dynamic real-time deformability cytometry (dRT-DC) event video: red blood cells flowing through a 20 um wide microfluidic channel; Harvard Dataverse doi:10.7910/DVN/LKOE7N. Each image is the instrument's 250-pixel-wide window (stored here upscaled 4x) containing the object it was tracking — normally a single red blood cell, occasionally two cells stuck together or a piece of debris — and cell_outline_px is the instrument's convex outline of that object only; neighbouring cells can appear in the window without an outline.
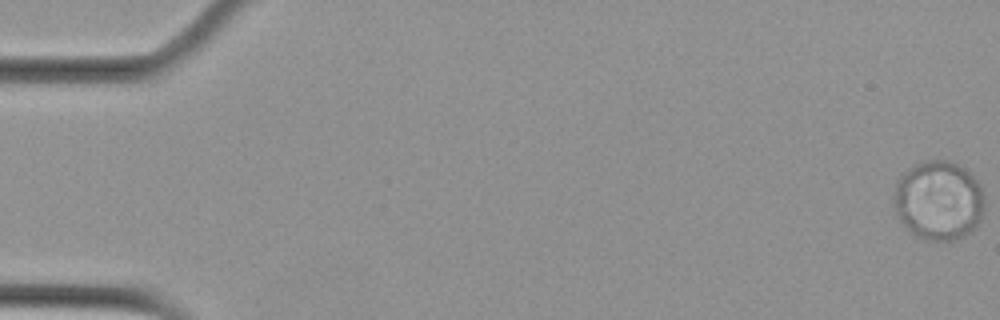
{"species": "Egyptian fruit bat (a non-hibernating species)", "species_latin": "Rousettus aegyptiacus", "temperature_condition": "cold", "stored_images_in_passage": 7, "camera_frame_rate_fps": 3000, "um_per_image_px": 0.085, "animal": {"sex": "female"}, "frame": {"image": 1, "passage_image": 1, "time_ms": 0.0, "image_size_px": [1000, 320], "cell_outline_px": [[984, 212], [976, 228], [964, 236], [956, 240], [928, 240], [912, 232], [900, 220], [896, 212], [892, 200], [892, 196], [896, 180], [904, 172], [916, 164], [928, 160], [948, 160], [968, 168], [980, 184], [984, 196]], "centroid_in_image_um": [79.8, 17.01], "position_along_channel_um": 5.2, "area_um2": 42.43}}
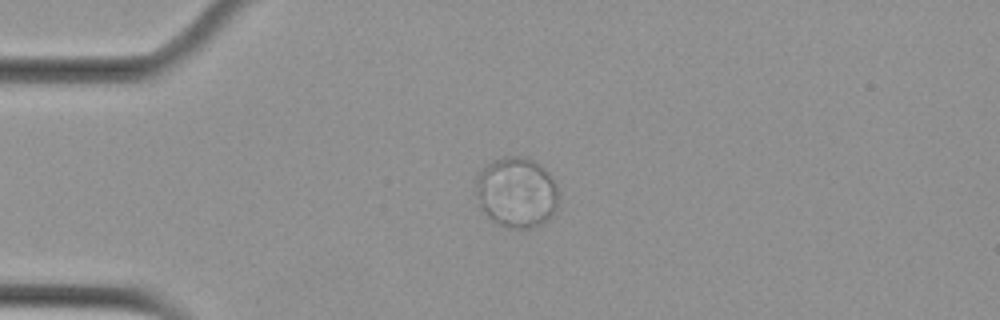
{"frame": {"image": 2, "passage_image": 5, "time_ms": 1.333, "image_size_px": [1000, 320], "cell_outline_px": [[556, 208], [552, 216], [540, 224], [528, 228], [508, 228], [492, 220], [480, 208], [476, 196], [476, 180], [480, 172], [492, 160], [504, 156], [524, 156], [532, 160], [544, 168], [548, 172], [556, 188]], "centroid_in_image_um": [43.87, 16.34], "position_along_channel_um": 41.1, "area_um2": 33.64}}
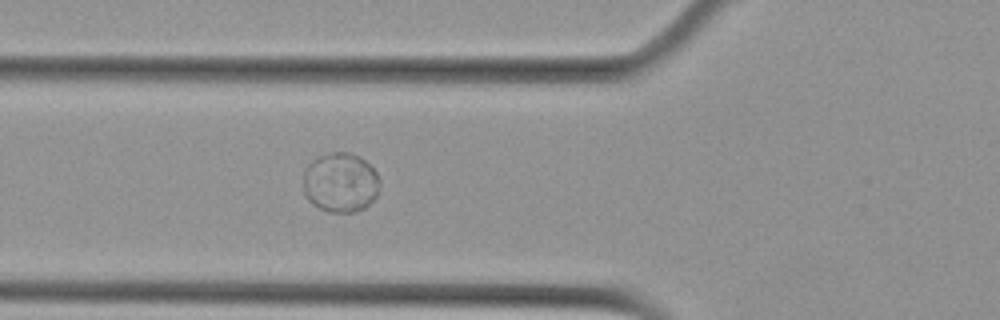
{"frame": {"image": 3, "passage_image": 7, "time_ms": 2.0, "image_size_px": [1000, 320], "cell_outline_px": [[380, 188], [376, 196], [364, 208], [352, 212], [328, 212], [312, 204], [304, 196], [304, 168], [312, 160], [320, 156], [332, 152], [348, 152], [360, 156], [376, 172], [380, 180]], "centroid_in_image_um": [28.93, 15.51], "position_along_channel_um": 96.9, "area_um2": 26.7}}